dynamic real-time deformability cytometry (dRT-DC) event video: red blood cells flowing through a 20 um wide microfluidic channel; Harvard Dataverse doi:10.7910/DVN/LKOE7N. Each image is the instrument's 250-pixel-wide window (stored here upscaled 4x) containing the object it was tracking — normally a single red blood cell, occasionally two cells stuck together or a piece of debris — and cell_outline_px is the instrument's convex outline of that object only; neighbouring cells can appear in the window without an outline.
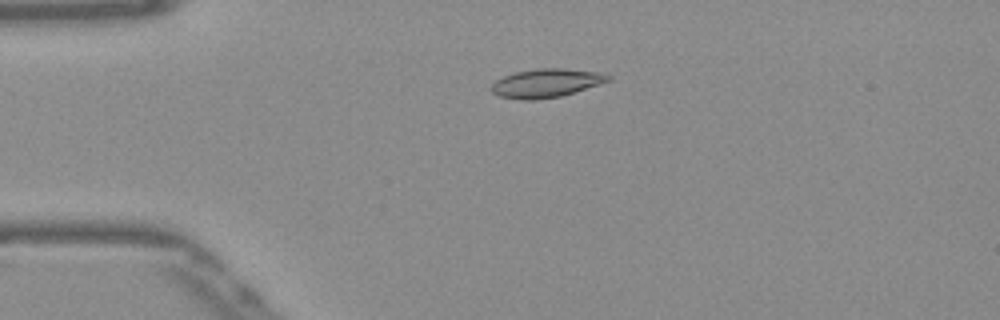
{"species": "Egyptian fruit bat (a non-hibernating species)", "species_latin": "Rousettus aegyptiacus", "temperature_condition": "warm", "stored_images_in_passage": 42, "camera_frame_rate_fps": 3000, "um_per_image_px": 0.085, "frame": {"image": 1, "passage_image": 1, "time_ms": 0.0, "image_size_px": [1000, 320], "cell_outline_px": [[612, 80], [600, 84], [560, 96], [532, 100], [520, 100], [500, 96], [492, 92], [492, 84], [496, 80], [504, 76], [516, 72], [540, 68], [564, 68], [604, 72], [612, 76]], "centroid_in_image_um": [46.48, 7.05], "position_along_channel_um": 38.5, "area_um2": 19.48}}
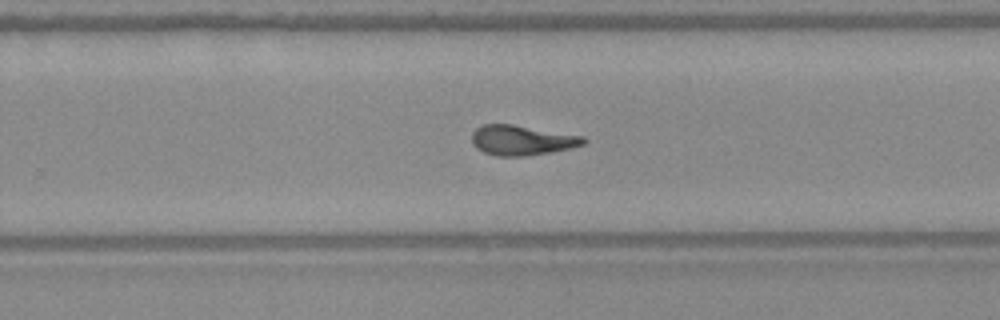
{"frame": {"image": 2, "passage_image": 23, "time_ms": 7.333, "image_size_px": [1000, 320], "cell_outline_px": [[588, 140], [584, 144], [572, 148], [552, 152], [524, 156], [496, 156], [484, 152], [476, 148], [472, 144], [472, 132], [476, 128], [484, 124], [512, 124], [584, 136]], "centroid_in_image_um": [44.37, 11.92], "position_along_channel_um": 285.4, "area_um2": 19.65}}
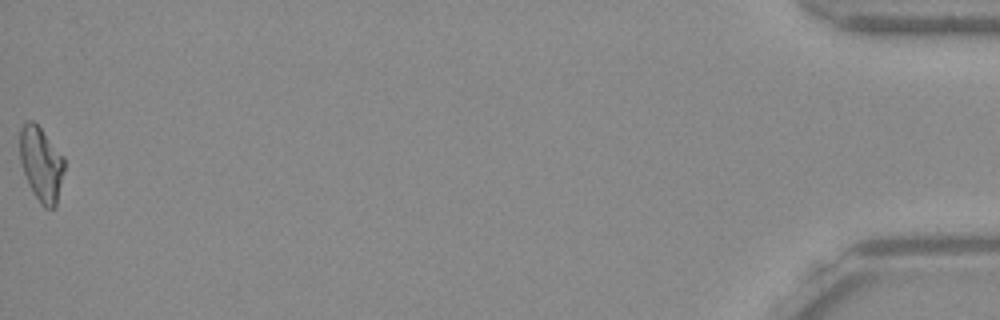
{"frame": {"image": 3, "passage_image": 42, "time_ms": 13.667, "image_size_px": [1000, 320], "cell_outline_px": [[64, 172], [56, 204], [52, 208], [44, 208], [40, 204], [32, 192], [28, 184], [20, 160], [20, 128], [28, 120], [32, 120], [40, 128], [64, 156]], "centroid_in_image_um": [3.5, 13.95], "position_along_channel_um": 431.7, "area_um2": 19.19}, "authors_computed_cell_mechanics": {"area_um2": 19.1896, "velocity_mm_per_s": 3.8888, "shape_relaxation_time_tau1_ms": null, "shape_relaxation_time_tau2_ms": 2.1315, "deformation_change_tau1": null, "deformation_change_tau2": 0.0998}}